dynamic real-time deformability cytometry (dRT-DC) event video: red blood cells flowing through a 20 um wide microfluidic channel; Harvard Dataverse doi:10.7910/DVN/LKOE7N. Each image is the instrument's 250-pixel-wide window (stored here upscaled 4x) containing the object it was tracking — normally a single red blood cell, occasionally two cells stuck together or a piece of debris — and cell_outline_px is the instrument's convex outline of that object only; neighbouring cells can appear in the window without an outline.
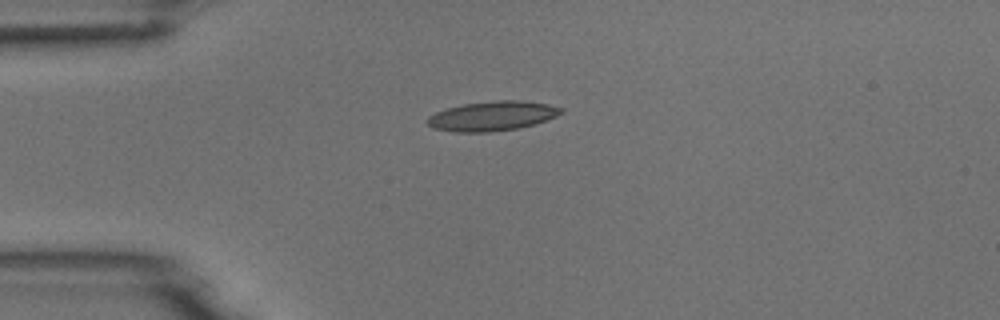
{"species": "common noctule bat (a hibernating species)", "species_latin": "Nyctalus noctula", "temperature_condition": "room temperature", "stored_images_in_passage": 3, "camera_frame_rate_fps": 3000, "um_per_image_px": 0.085, "animal": {"sex": "male", "body_mass_g": 18.8}, "frame": {"image": 1, "passage_image": 1, "time_ms": 0.0, "image_size_px": [1000, 320], "cell_outline_px": [[564, 112], [556, 116], [536, 124], [520, 128], [488, 132], [452, 132], [436, 128], [428, 124], [428, 116], [436, 112], [448, 108], [464, 104], [496, 100], [524, 100], [548, 104], [564, 108]], "centroid_in_image_um": [41.9, 9.86], "position_along_channel_um": 43.1, "area_um2": 23.06}}